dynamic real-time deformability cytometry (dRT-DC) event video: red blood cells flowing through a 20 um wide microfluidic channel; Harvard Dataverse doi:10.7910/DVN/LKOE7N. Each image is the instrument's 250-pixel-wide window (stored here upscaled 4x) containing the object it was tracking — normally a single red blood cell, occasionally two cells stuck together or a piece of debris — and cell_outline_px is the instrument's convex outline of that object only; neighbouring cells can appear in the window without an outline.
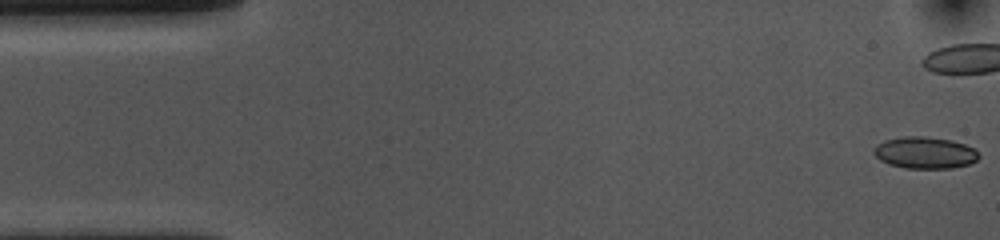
{"species": "common noctule bat (a hibernating species)", "species_latin": "Nyctalus noctula", "temperature_condition": "cold", "stored_images_in_passage": 55, "camera_frame_rate_fps": 3000, "um_per_image_px": 0.085, "animal": {"sex": "female", "body_mass_g": 10.0, "forearm_length_mm": 53.1}, "frame": {"image": 1, "passage_image": 1, "time_ms": 0.0, "image_size_px": [1000, 240], "cell_outline_px": [[980, 156], [976, 160], [968, 164], [952, 168], [904, 168], [888, 164], [880, 160], [872, 152], [876, 144], [884, 140], [904, 136], [924, 136], [952, 140], [964, 144], [972, 148]], "centroid_in_image_um": [78.57, 12.98], "position_along_channel_um": 6.4, "area_um2": 19.42}, "authors_computed_cell_mechanics": {"area_um2": 19.1896, "velocity_mm_per_s": 3.6629, "shape_relaxation_time_tau1_ms": 5.5592, "shape_relaxation_time_tau2_ms": 3.6414, "deformation_change_tau1": 0.0949, "deformation_change_tau2": 0.0739}}